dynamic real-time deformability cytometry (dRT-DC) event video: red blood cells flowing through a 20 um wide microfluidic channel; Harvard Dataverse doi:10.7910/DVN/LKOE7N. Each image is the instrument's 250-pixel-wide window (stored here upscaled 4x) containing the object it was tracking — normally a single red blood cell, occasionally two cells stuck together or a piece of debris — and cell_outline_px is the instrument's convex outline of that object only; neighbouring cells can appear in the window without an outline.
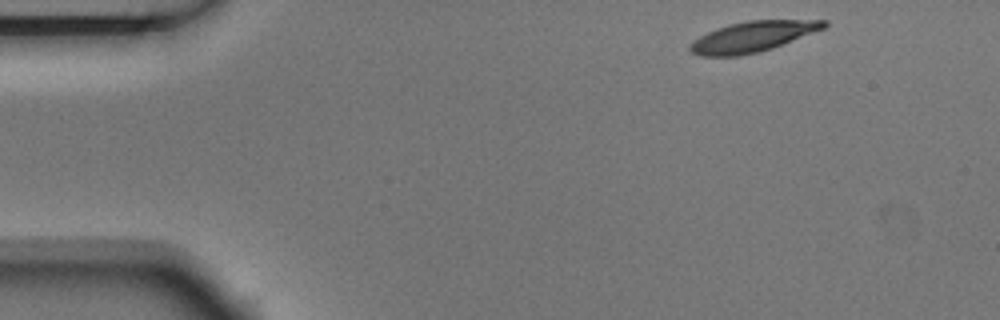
{"species": "Egyptian fruit bat (a non-hibernating species)", "species_latin": "Rousettus aegyptiacus", "temperature_condition": "room temperature", "stored_images_in_passage": 5, "segment_of_instrument_passage": [2, 2], "camera_frame_rate_fps": 3000, "um_per_image_px": 0.085, "animal": {"sex": "male"}, "frame": {"image": 1, "passage_image": 5, "time_ms": 1.333, "image_size_px": [1000, 320], "cell_outline_px": [[828, 24], [824, 28], [772, 48], [760, 52], [740, 56], [700, 56], [692, 52], [688, 48], [688, 44], [700, 36], [716, 28], [728, 24], [748, 20], [828, 20]], "centroid_in_image_um": [63.94, 3.12], "position_along_channel_um": 21.1, "area_um2": 23.76}}